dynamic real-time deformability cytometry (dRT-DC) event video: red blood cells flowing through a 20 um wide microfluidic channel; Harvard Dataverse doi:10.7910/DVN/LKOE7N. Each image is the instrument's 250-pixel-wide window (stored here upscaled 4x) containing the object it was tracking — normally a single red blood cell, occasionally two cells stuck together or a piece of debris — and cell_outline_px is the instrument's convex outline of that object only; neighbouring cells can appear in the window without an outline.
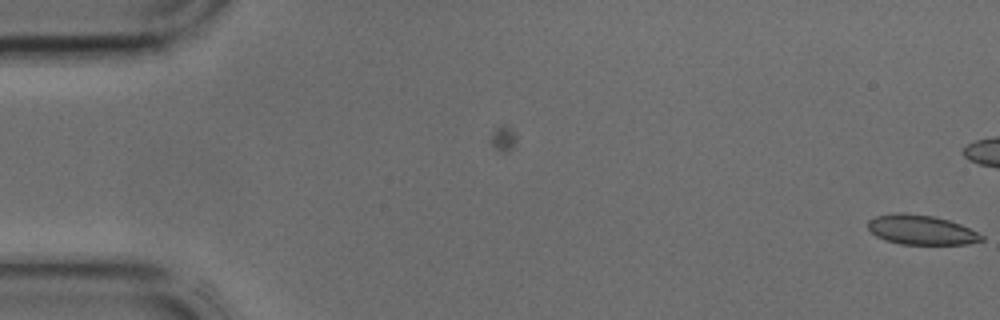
{"species": "common noctule bat (a hibernating species)", "species_latin": "Nyctalus noctula", "temperature_condition": "cold", "stored_images_in_passage": 5, "camera_frame_rate_fps": 3000, "um_per_image_px": 0.085, "animal": {"sex": "male", "body_mass_g": 17.9, "forearm_length_mm": 54.2}, "frame": {"image": 1, "passage_image": 5, "time_ms": 1.333, "image_size_px": [1000, 320], "cell_outline_px": [[984, 240], [968, 244], [900, 244], [884, 240], [876, 236], [868, 228], [868, 220], [876, 216], [900, 212], [904, 212], [932, 216], [948, 220], [960, 224], [984, 236]], "centroid_in_image_um": [78.28, 19.54], "position_along_channel_um": 6.7, "area_um2": 19.54}}